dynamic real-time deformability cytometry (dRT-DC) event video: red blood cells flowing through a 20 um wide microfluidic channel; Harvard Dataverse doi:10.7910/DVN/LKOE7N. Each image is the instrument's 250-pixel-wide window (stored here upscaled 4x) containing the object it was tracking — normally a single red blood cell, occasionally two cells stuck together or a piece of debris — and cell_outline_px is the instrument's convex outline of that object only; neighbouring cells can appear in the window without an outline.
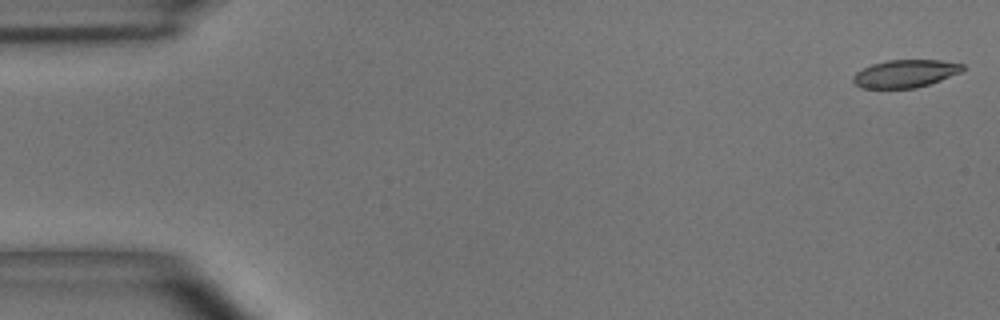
{"species": "common noctule bat (a hibernating species)", "species_latin": "Nyctalus noctula", "temperature_condition": "room temperature", "stored_images_in_passage": 55, "camera_frame_rate_fps": 3000, "um_per_image_px": 0.085, "animal": {"sex": "male", "body_mass_g": 15.6}, "frame": {"image": 1, "passage_image": 1, "time_ms": 0.0, "image_size_px": [1000, 320], "cell_outline_px": [[964, 68], [960, 72], [940, 80], [916, 88], [860, 88], [852, 80], [852, 76], [856, 72], [872, 64], [888, 60], [940, 60], [964, 64]], "centroid_in_image_um": [76.92, 6.25], "position_along_channel_um": 8.1, "area_um2": 17.57}}
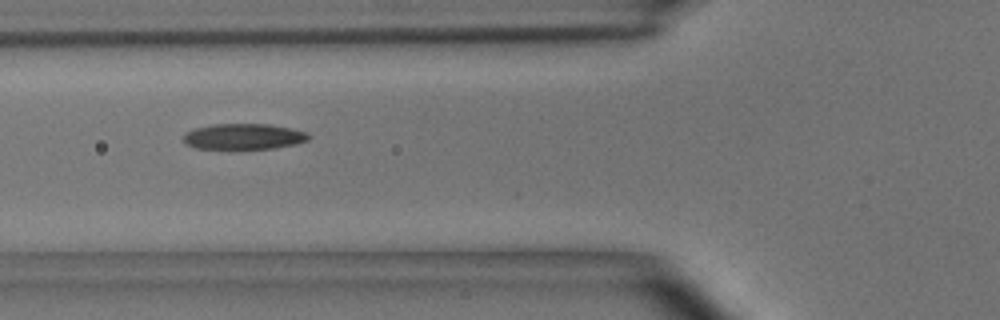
{"frame": {"image": 2, "passage_image": 20, "time_ms": 6.333, "image_size_px": [1000, 320], "cell_outline_px": [[312, 136], [308, 140], [296, 144], [276, 148], [196, 148], [188, 144], [184, 140], [184, 136], [188, 132], [196, 128], [212, 124], [268, 124], [292, 128], [308, 132]], "centroid_in_image_um": [20.81, 11.59], "position_along_channel_um": 105.0, "area_um2": 18.61}}
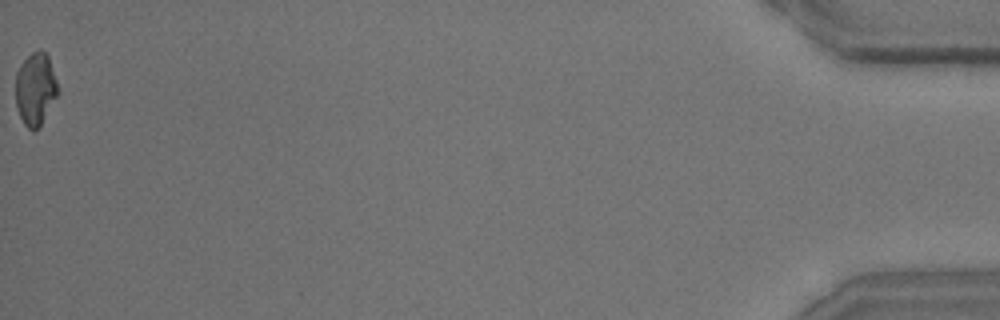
{"frame": {"image": 3, "passage_image": 55, "time_ms": 18.0, "image_size_px": [1000, 320], "cell_outline_px": [[60, 92], [40, 124], [32, 132], [24, 124], [16, 108], [16, 72], [20, 64], [32, 52], [40, 48], [48, 56]], "centroid_in_image_um": [3.01, 7.54], "position_along_channel_um": 432.2, "area_um2": 17.8}, "authors_computed_cell_mechanics": {"area_um2": 18.785, "velocity_mm_per_s": 3.6278, "shape_relaxation_time_tau1_ms": 4.9349, "shape_relaxation_time_tau2_ms": 2.9044, "deformation_change_tau1": 0.1557, "deformation_change_tau2": 0.1007}}